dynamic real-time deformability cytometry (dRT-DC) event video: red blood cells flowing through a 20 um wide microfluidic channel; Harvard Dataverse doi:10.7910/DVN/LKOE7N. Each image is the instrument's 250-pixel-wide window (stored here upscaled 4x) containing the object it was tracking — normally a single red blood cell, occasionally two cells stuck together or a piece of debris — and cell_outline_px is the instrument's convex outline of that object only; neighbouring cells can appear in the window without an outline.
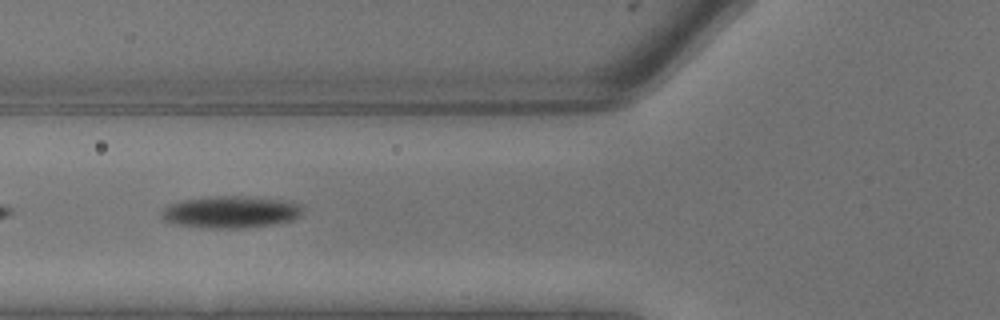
{"species": "common noctule bat (a hibernating species)", "species_latin": "Nyctalus noctula", "temperature_condition": "warm", "stored_images_in_passage": 4, "camera_frame_rate_fps": 3000, "um_per_image_px": 0.085, "animal": {"sex": "male", "body_mass_g": 13.3}, "frame": {"image": 1, "passage_image": 3, "time_ms": 0.667, "image_size_px": [1000, 320], "cell_outline_px": [[304, 212], [300, 216], [292, 220], [268, 224], [236, 228], [204, 228], [172, 224], [164, 220], [160, 216], [160, 212], [168, 204], [180, 200], [216, 196], [240, 196], [288, 200], [304, 204]], "centroid_in_image_um": [19.6, 18.01], "position_along_channel_um": 106.2, "area_um2": 26.59}}